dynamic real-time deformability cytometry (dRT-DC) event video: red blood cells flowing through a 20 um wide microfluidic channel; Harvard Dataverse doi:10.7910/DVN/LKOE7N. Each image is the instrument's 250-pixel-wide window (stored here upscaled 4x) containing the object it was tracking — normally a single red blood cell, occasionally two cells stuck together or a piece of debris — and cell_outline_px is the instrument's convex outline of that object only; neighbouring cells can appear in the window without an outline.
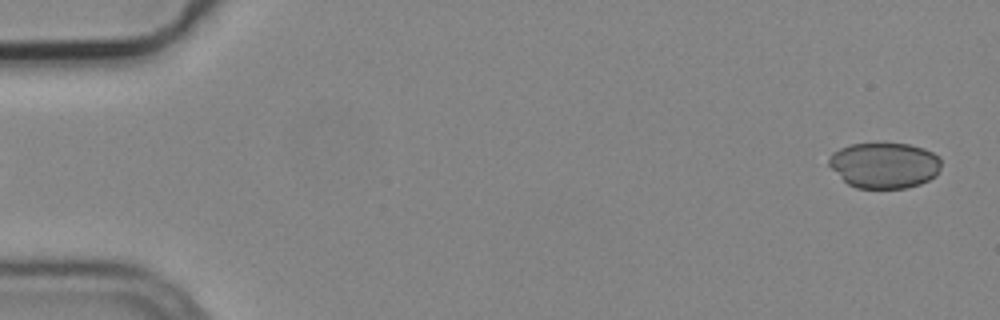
{"species": "common noctule bat (a hibernating species)", "species_latin": "Nyctalus noctula", "temperature_condition": "cold", "stored_images_in_passage": 5, "camera_frame_rate_fps": 3000, "um_per_image_px": 0.085, "animal": {"sex": "male", "body_mass_g": 19.2, "forearm_length_mm": 51.8}, "frame": {"image": 1, "passage_image": 5, "time_ms": 1.333, "image_size_px": [1000, 320], "cell_outline_px": [[940, 168], [936, 176], [920, 184], [904, 188], [856, 188], [848, 184], [828, 164], [828, 156], [832, 152], [840, 148], [852, 144], [908, 144], [924, 148], [940, 156]], "centroid_in_image_um": [75.18, 14.05], "position_along_channel_um": 9.8, "area_um2": 29.88}}